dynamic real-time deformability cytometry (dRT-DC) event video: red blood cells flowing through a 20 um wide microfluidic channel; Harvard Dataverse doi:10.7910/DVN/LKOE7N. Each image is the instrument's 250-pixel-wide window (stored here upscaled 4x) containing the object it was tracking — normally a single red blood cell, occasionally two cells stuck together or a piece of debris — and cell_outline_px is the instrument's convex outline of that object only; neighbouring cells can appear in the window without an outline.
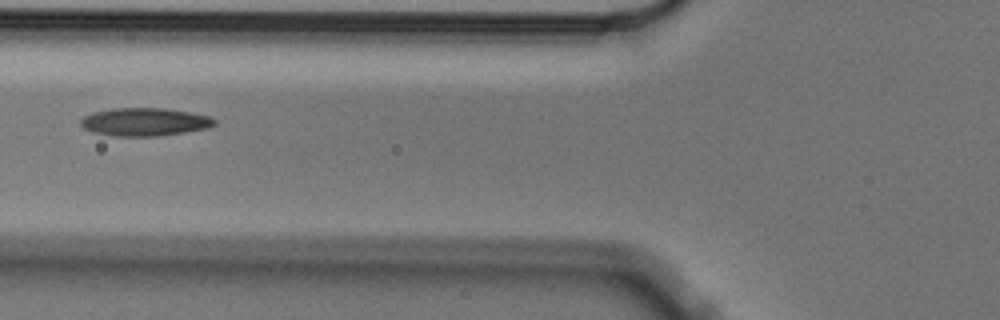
{"species": "Egyptian fruit bat (a non-hibernating species)", "species_latin": "Rousettus aegyptiacus", "temperature_condition": "cold", "stored_images_in_passage": 6, "camera_frame_rate_fps": 3000, "um_per_image_px": 0.085, "animal": {"sex": "male"}, "frame": {"image": 1, "passage_image": 6, "time_ms": 1.667, "image_size_px": [1000, 320], "cell_outline_px": [[216, 124], [208, 128], [160, 136], [112, 136], [92, 132], [84, 128], [80, 124], [80, 120], [84, 116], [92, 112], [112, 108], [164, 108], [212, 116], [216, 120]], "centroid_in_image_um": [12.29, 10.36], "position_along_channel_um": 113.5, "area_um2": 22.02}}